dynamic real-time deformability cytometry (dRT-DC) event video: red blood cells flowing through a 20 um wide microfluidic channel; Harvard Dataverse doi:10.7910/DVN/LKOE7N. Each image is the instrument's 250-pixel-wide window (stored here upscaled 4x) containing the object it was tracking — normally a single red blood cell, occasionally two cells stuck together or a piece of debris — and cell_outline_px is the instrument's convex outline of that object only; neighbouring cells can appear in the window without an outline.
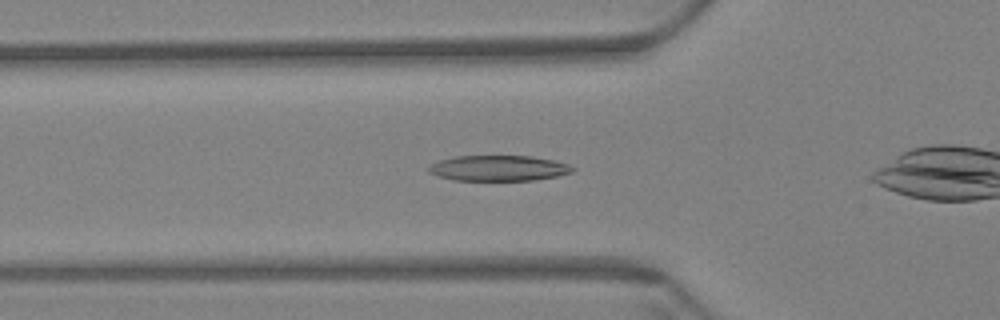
{"species": "Egyptian fruit bat (a non-hibernating species)", "species_latin": "Rousettus aegyptiacus", "temperature_condition": "warm", "stored_images_in_passage": 38, "camera_frame_rate_fps": 3000, "um_per_image_px": 0.085, "animal": {"sex": "female"}, "frame": {"image": 1, "passage_image": 7, "time_ms": 2.0, "image_size_px": [1000, 320], "cell_outline_px": [[576, 168], [572, 172], [556, 176], [536, 180], [456, 180], [436, 176], [428, 172], [428, 168], [432, 164], [440, 160], [456, 156], [532, 156], [556, 160], [568, 164]], "centroid_in_image_um": [42.4, 14.29], "position_along_channel_um": 83.4, "area_um2": 21.44}}
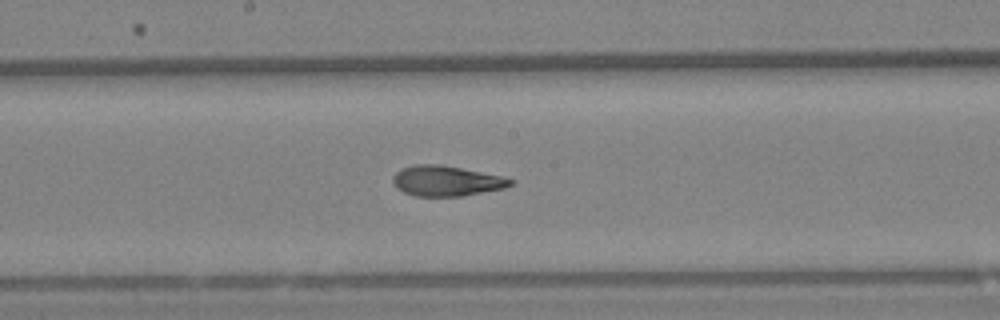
{"frame": {"image": 2, "passage_image": 18, "time_ms": 5.667, "image_size_px": [1000, 320], "cell_outline_px": [[516, 180], [512, 184], [504, 188], [460, 196], [416, 196], [404, 192], [396, 188], [392, 180], [392, 176], [400, 168], [412, 164], [440, 164], [504, 176]], "centroid_in_image_um": [37.92, 15.36], "position_along_channel_um": 210.3, "area_um2": 20.92}}
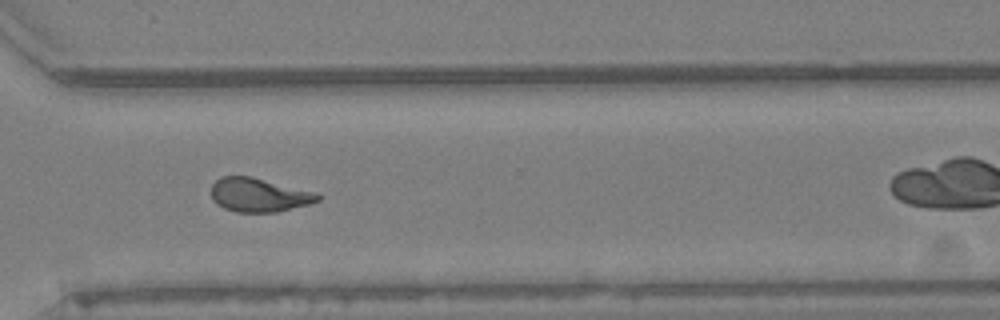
{"frame": {"image": 3, "passage_image": 30, "time_ms": 9.667, "image_size_px": [1000, 320], "cell_outline_px": [[320, 200], [312, 204], [276, 212], [236, 212], [224, 208], [216, 204], [212, 200], [212, 184], [220, 176], [252, 176], [316, 192], [320, 196]], "centroid_in_image_um": [22.02, 16.57], "position_along_channel_um": 348.6, "area_um2": 21.21}}